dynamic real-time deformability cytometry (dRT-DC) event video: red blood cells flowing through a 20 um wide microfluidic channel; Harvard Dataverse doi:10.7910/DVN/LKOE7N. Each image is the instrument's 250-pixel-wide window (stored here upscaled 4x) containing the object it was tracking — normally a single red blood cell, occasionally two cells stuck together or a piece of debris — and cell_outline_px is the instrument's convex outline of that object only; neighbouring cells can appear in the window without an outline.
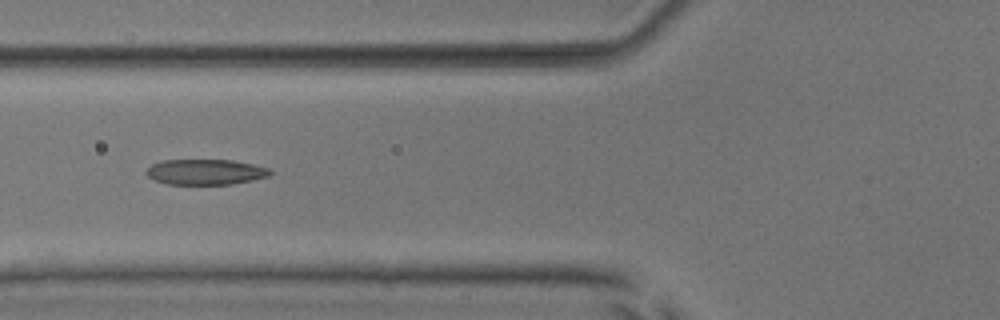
{"species": "common noctule bat (a hibernating species)", "species_latin": "Nyctalus noctula", "temperature_condition": "room temperature", "stored_images_in_passage": 37, "camera_frame_rate_fps": 3000, "um_per_image_px": 0.085, "animal": {"sex": "male", "body_mass_g": 17.9, "forearm_length_mm": 54.2}, "frame": {"image": 1, "passage_image": 6, "time_ms": 1.667, "image_size_px": [1000, 320], "cell_outline_px": [[272, 172], [268, 176], [252, 180], [232, 184], [168, 184], [152, 180], [144, 172], [152, 164], [160, 160], [232, 160], [272, 168]], "centroid_in_image_um": [17.45, 14.61], "position_along_channel_um": 108.3, "area_um2": 18.5}}
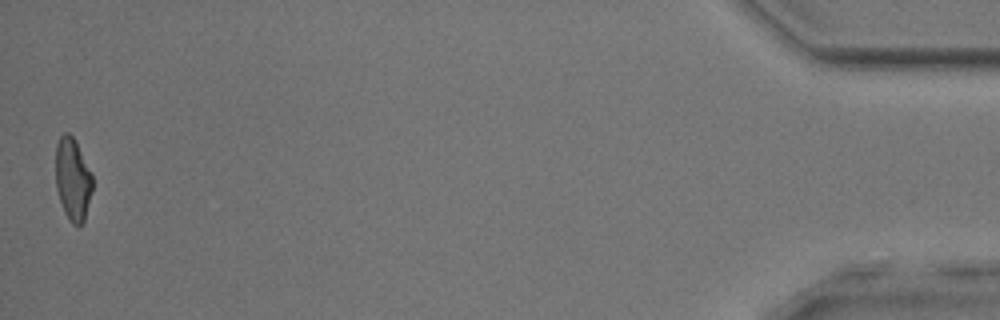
{"frame": {"image": 2, "passage_image": 37, "time_ms": 12.0, "image_size_px": [1000, 320], "cell_outline_px": [[92, 188], [84, 220], [76, 228], [68, 220], [64, 212], [56, 188], [56, 144], [60, 136], [64, 132], [68, 132], [72, 136], [92, 172]], "centroid_in_image_um": [6.17, 15.25], "position_along_channel_um": 429.0, "area_um2": 17.63}, "authors_computed_cell_mechanics": {"area_um2": 18.5538, "velocity_mm_per_s": 3.9928, "shape_relaxation_time_tau1_ms": 3.8377, "shape_relaxation_time_tau2_ms": 2.6635, "deformation_change_tau1": 0.1509, "deformation_change_tau2": 0.121}}